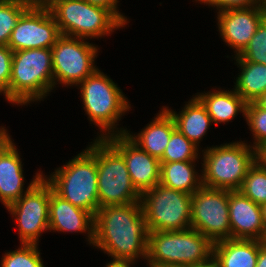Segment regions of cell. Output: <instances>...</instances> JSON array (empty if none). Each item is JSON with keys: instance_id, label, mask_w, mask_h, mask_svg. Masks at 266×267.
Listing matches in <instances>:
<instances>
[{"instance_id": "cell-1", "label": "cell", "mask_w": 266, "mask_h": 267, "mask_svg": "<svg viewBox=\"0 0 266 267\" xmlns=\"http://www.w3.org/2000/svg\"><path fill=\"white\" fill-rule=\"evenodd\" d=\"M148 234L140 202L105 206L94 216L93 246L111 258L146 260Z\"/></svg>"}, {"instance_id": "cell-2", "label": "cell", "mask_w": 266, "mask_h": 267, "mask_svg": "<svg viewBox=\"0 0 266 267\" xmlns=\"http://www.w3.org/2000/svg\"><path fill=\"white\" fill-rule=\"evenodd\" d=\"M213 243L196 229L149 231L147 265L204 267L212 263Z\"/></svg>"}, {"instance_id": "cell-3", "label": "cell", "mask_w": 266, "mask_h": 267, "mask_svg": "<svg viewBox=\"0 0 266 267\" xmlns=\"http://www.w3.org/2000/svg\"><path fill=\"white\" fill-rule=\"evenodd\" d=\"M53 90L52 51L47 48L13 52L8 101L27 105Z\"/></svg>"}, {"instance_id": "cell-4", "label": "cell", "mask_w": 266, "mask_h": 267, "mask_svg": "<svg viewBox=\"0 0 266 267\" xmlns=\"http://www.w3.org/2000/svg\"><path fill=\"white\" fill-rule=\"evenodd\" d=\"M78 86L83 109L90 122L102 132L97 138L105 139L111 135L125 134L127 129L120 128L119 131L116 123L129 111L131 104L120 87L99 69Z\"/></svg>"}, {"instance_id": "cell-5", "label": "cell", "mask_w": 266, "mask_h": 267, "mask_svg": "<svg viewBox=\"0 0 266 267\" xmlns=\"http://www.w3.org/2000/svg\"><path fill=\"white\" fill-rule=\"evenodd\" d=\"M43 177L57 195L95 216L99 209L97 165L96 156L88 148Z\"/></svg>"}, {"instance_id": "cell-6", "label": "cell", "mask_w": 266, "mask_h": 267, "mask_svg": "<svg viewBox=\"0 0 266 267\" xmlns=\"http://www.w3.org/2000/svg\"><path fill=\"white\" fill-rule=\"evenodd\" d=\"M202 153V186L230 191L240 189L257 160V151L244 141L207 147Z\"/></svg>"}, {"instance_id": "cell-7", "label": "cell", "mask_w": 266, "mask_h": 267, "mask_svg": "<svg viewBox=\"0 0 266 267\" xmlns=\"http://www.w3.org/2000/svg\"><path fill=\"white\" fill-rule=\"evenodd\" d=\"M93 141L87 148L96 156L99 208L140 202L123 156L106 139Z\"/></svg>"}, {"instance_id": "cell-8", "label": "cell", "mask_w": 266, "mask_h": 267, "mask_svg": "<svg viewBox=\"0 0 266 267\" xmlns=\"http://www.w3.org/2000/svg\"><path fill=\"white\" fill-rule=\"evenodd\" d=\"M49 10L61 35L98 39L125 27L109 9L85 0H60Z\"/></svg>"}, {"instance_id": "cell-9", "label": "cell", "mask_w": 266, "mask_h": 267, "mask_svg": "<svg viewBox=\"0 0 266 267\" xmlns=\"http://www.w3.org/2000/svg\"><path fill=\"white\" fill-rule=\"evenodd\" d=\"M140 203L148 231H180L191 228V194L159 183L141 193Z\"/></svg>"}, {"instance_id": "cell-10", "label": "cell", "mask_w": 266, "mask_h": 267, "mask_svg": "<svg viewBox=\"0 0 266 267\" xmlns=\"http://www.w3.org/2000/svg\"><path fill=\"white\" fill-rule=\"evenodd\" d=\"M86 39L61 35L51 48L53 61V88L78 86L98 68L94 65L98 46Z\"/></svg>"}, {"instance_id": "cell-11", "label": "cell", "mask_w": 266, "mask_h": 267, "mask_svg": "<svg viewBox=\"0 0 266 267\" xmlns=\"http://www.w3.org/2000/svg\"><path fill=\"white\" fill-rule=\"evenodd\" d=\"M229 190L201 186L192 194L191 228L213 244L231 238Z\"/></svg>"}, {"instance_id": "cell-12", "label": "cell", "mask_w": 266, "mask_h": 267, "mask_svg": "<svg viewBox=\"0 0 266 267\" xmlns=\"http://www.w3.org/2000/svg\"><path fill=\"white\" fill-rule=\"evenodd\" d=\"M50 184L42 177L20 199L6 209L16 219L21 244H37L49 230Z\"/></svg>"}, {"instance_id": "cell-13", "label": "cell", "mask_w": 266, "mask_h": 267, "mask_svg": "<svg viewBox=\"0 0 266 267\" xmlns=\"http://www.w3.org/2000/svg\"><path fill=\"white\" fill-rule=\"evenodd\" d=\"M61 36L49 9L28 8L14 27L8 47L13 51L51 49Z\"/></svg>"}, {"instance_id": "cell-14", "label": "cell", "mask_w": 266, "mask_h": 267, "mask_svg": "<svg viewBox=\"0 0 266 267\" xmlns=\"http://www.w3.org/2000/svg\"><path fill=\"white\" fill-rule=\"evenodd\" d=\"M218 30L226 45L238 56L248 45L260 23L266 18V6L227 9L217 12Z\"/></svg>"}, {"instance_id": "cell-15", "label": "cell", "mask_w": 266, "mask_h": 267, "mask_svg": "<svg viewBox=\"0 0 266 267\" xmlns=\"http://www.w3.org/2000/svg\"><path fill=\"white\" fill-rule=\"evenodd\" d=\"M105 139L123 156L131 181L140 193L159 184L160 160L140 149L126 134L111 135Z\"/></svg>"}, {"instance_id": "cell-16", "label": "cell", "mask_w": 266, "mask_h": 267, "mask_svg": "<svg viewBox=\"0 0 266 267\" xmlns=\"http://www.w3.org/2000/svg\"><path fill=\"white\" fill-rule=\"evenodd\" d=\"M10 137L9 135L0 141V201L5 208L20 199L43 177L41 171L35 173L29 186L26 190L23 189V164L16 144Z\"/></svg>"}, {"instance_id": "cell-17", "label": "cell", "mask_w": 266, "mask_h": 267, "mask_svg": "<svg viewBox=\"0 0 266 267\" xmlns=\"http://www.w3.org/2000/svg\"><path fill=\"white\" fill-rule=\"evenodd\" d=\"M228 207L231 238L265 240L266 234L260 205L254 203L239 190H229Z\"/></svg>"}, {"instance_id": "cell-18", "label": "cell", "mask_w": 266, "mask_h": 267, "mask_svg": "<svg viewBox=\"0 0 266 267\" xmlns=\"http://www.w3.org/2000/svg\"><path fill=\"white\" fill-rule=\"evenodd\" d=\"M50 232H79L88 234V242H94V216L57 195L50 185L49 203Z\"/></svg>"}, {"instance_id": "cell-19", "label": "cell", "mask_w": 266, "mask_h": 267, "mask_svg": "<svg viewBox=\"0 0 266 267\" xmlns=\"http://www.w3.org/2000/svg\"><path fill=\"white\" fill-rule=\"evenodd\" d=\"M175 129L176 124L173 117L163 107L150 124H147L136 136L135 133L132 135L128 130L125 134L140 149L160 160Z\"/></svg>"}, {"instance_id": "cell-20", "label": "cell", "mask_w": 266, "mask_h": 267, "mask_svg": "<svg viewBox=\"0 0 266 267\" xmlns=\"http://www.w3.org/2000/svg\"><path fill=\"white\" fill-rule=\"evenodd\" d=\"M259 240L227 239L214 243L212 263L216 267H256Z\"/></svg>"}, {"instance_id": "cell-21", "label": "cell", "mask_w": 266, "mask_h": 267, "mask_svg": "<svg viewBox=\"0 0 266 267\" xmlns=\"http://www.w3.org/2000/svg\"><path fill=\"white\" fill-rule=\"evenodd\" d=\"M164 108L173 117L176 128L194 145L199 147L201 139L213 123L202 102L196 96L193 97L185 104L179 114L172 109L170 110L169 107L164 106Z\"/></svg>"}, {"instance_id": "cell-22", "label": "cell", "mask_w": 266, "mask_h": 267, "mask_svg": "<svg viewBox=\"0 0 266 267\" xmlns=\"http://www.w3.org/2000/svg\"><path fill=\"white\" fill-rule=\"evenodd\" d=\"M205 106L212 122L219 123L229 122L233 120L237 114L243 113L245 117L246 102L234 90H213L207 93H197L195 95Z\"/></svg>"}, {"instance_id": "cell-23", "label": "cell", "mask_w": 266, "mask_h": 267, "mask_svg": "<svg viewBox=\"0 0 266 267\" xmlns=\"http://www.w3.org/2000/svg\"><path fill=\"white\" fill-rule=\"evenodd\" d=\"M160 163L161 185L191 195L202 186V176L194 169L195 161Z\"/></svg>"}, {"instance_id": "cell-24", "label": "cell", "mask_w": 266, "mask_h": 267, "mask_svg": "<svg viewBox=\"0 0 266 267\" xmlns=\"http://www.w3.org/2000/svg\"><path fill=\"white\" fill-rule=\"evenodd\" d=\"M236 63L241 72L233 89L246 103L255 102L266 93V65L246 60H236Z\"/></svg>"}, {"instance_id": "cell-25", "label": "cell", "mask_w": 266, "mask_h": 267, "mask_svg": "<svg viewBox=\"0 0 266 267\" xmlns=\"http://www.w3.org/2000/svg\"><path fill=\"white\" fill-rule=\"evenodd\" d=\"M239 191L260 206L266 204V168L258 160L249 168Z\"/></svg>"}, {"instance_id": "cell-26", "label": "cell", "mask_w": 266, "mask_h": 267, "mask_svg": "<svg viewBox=\"0 0 266 267\" xmlns=\"http://www.w3.org/2000/svg\"><path fill=\"white\" fill-rule=\"evenodd\" d=\"M28 8L26 0L0 1V46H8L14 27Z\"/></svg>"}, {"instance_id": "cell-27", "label": "cell", "mask_w": 266, "mask_h": 267, "mask_svg": "<svg viewBox=\"0 0 266 267\" xmlns=\"http://www.w3.org/2000/svg\"><path fill=\"white\" fill-rule=\"evenodd\" d=\"M199 151V148L176 128L171 134L160 162L195 161L199 157Z\"/></svg>"}, {"instance_id": "cell-28", "label": "cell", "mask_w": 266, "mask_h": 267, "mask_svg": "<svg viewBox=\"0 0 266 267\" xmlns=\"http://www.w3.org/2000/svg\"><path fill=\"white\" fill-rule=\"evenodd\" d=\"M37 244H21L2 257L1 267H45Z\"/></svg>"}, {"instance_id": "cell-29", "label": "cell", "mask_w": 266, "mask_h": 267, "mask_svg": "<svg viewBox=\"0 0 266 267\" xmlns=\"http://www.w3.org/2000/svg\"><path fill=\"white\" fill-rule=\"evenodd\" d=\"M252 136H254L252 148L256 151L266 145V110L256 102L246 104L245 118Z\"/></svg>"}, {"instance_id": "cell-30", "label": "cell", "mask_w": 266, "mask_h": 267, "mask_svg": "<svg viewBox=\"0 0 266 267\" xmlns=\"http://www.w3.org/2000/svg\"><path fill=\"white\" fill-rule=\"evenodd\" d=\"M235 60L266 65V18L258 26L246 48L238 56H235Z\"/></svg>"}, {"instance_id": "cell-31", "label": "cell", "mask_w": 266, "mask_h": 267, "mask_svg": "<svg viewBox=\"0 0 266 267\" xmlns=\"http://www.w3.org/2000/svg\"><path fill=\"white\" fill-rule=\"evenodd\" d=\"M13 51L8 46H0V94L8 101V88L12 70Z\"/></svg>"}, {"instance_id": "cell-32", "label": "cell", "mask_w": 266, "mask_h": 267, "mask_svg": "<svg viewBox=\"0 0 266 267\" xmlns=\"http://www.w3.org/2000/svg\"><path fill=\"white\" fill-rule=\"evenodd\" d=\"M200 1L199 3L208 4L209 6H213L217 8L219 11L227 10V9H237V8H251L253 6H259L262 1L261 0H195Z\"/></svg>"}, {"instance_id": "cell-33", "label": "cell", "mask_w": 266, "mask_h": 267, "mask_svg": "<svg viewBox=\"0 0 266 267\" xmlns=\"http://www.w3.org/2000/svg\"><path fill=\"white\" fill-rule=\"evenodd\" d=\"M85 1L109 9L124 25L128 23L127 21L128 18L125 17L123 14H121L117 9L118 8L117 3H119L120 1L118 0H85Z\"/></svg>"}, {"instance_id": "cell-34", "label": "cell", "mask_w": 266, "mask_h": 267, "mask_svg": "<svg viewBox=\"0 0 266 267\" xmlns=\"http://www.w3.org/2000/svg\"><path fill=\"white\" fill-rule=\"evenodd\" d=\"M60 0H26L30 8L50 9Z\"/></svg>"}, {"instance_id": "cell-35", "label": "cell", "mask_w": 266, "mask_h": 267, "mask_svg": "<svg viewBox=\"0 0 266 267\" xmlns=\"http://www.w3.org/2000/svg\"><path fill=\"white\" fill-rule=\"evenodd\" d=\"M256 267H266V243L260 240Z\"/></svg>"}, {"instance_id": "cell-36", "label": "cell", "mask_w": 266, "mask_h": 267, "mask_svg": "<svg viewBox=\"0 0 266 267\" xmlns=\"http://www.w3.org/2000/svg\"><path fill=\"white\" fill-rule=\"evenodd\" d=\"M107 263L106 267H131L132 264L136 263L133 260H126V259H114Z\"/></svg>"}, {"instance_id": "cell-37", "label": "cell", "mask_w": 266, "mask_h": 267, "mask_svg": "<svg viewBox=\"0 0 266 267\" xmlns=\"http://www.w3.org/2000/svg\"><path fill=\"white\" fill-rule=\"evenodd\" d=\"M257 160L266 168V145L257 150Z\"/></svg>"}, {"instance_id": "cell-38", "label": "cell", "mask_w": 266, "mask_h": 267, "mask_svg": "<svg viewBox=\"0 0 266 267\" xmlns=\"http://www.w3.org/2000/svg\"><path fill=\"white\" fill-rule=\"evenodd\" d=\"M261 108L266 110V93L255 101Z\"/></svg>"}, {"instance_id": "cell-39", "label": "cell", "mask_w": 266, "mask_h": 267, "mask_svg": "<svg viewBox=\"0 0 266 267\" xmlns=\"http://www.w3.org/2000/svg\"><path fill=\"white\" fill-rule=\"evenodd\" d=\"M261 211H262V221H263L265 234H266V204L261 205Z\"/></svg>"}, {"instance_id": "cell-40", "label": "cell", "mask_w": 266, "mask_h": 267, "mask_svg": "<svg viewBox=\"0 0 266 267\" xmlns=\"http://www.w3.org/2000/svg\"><path fill=\"white\" fill-rule=\"evenodd\" d=\"M7 136H9V134L7 133V129L1 126L0 127V141H3Z\"/></svg>"}, {"instance_id": "cell-41", "label": "cell", "mask_w": 266, "mask_h": 267, "mask_svg": "<svg viewBox=\"0 0 266 267\" xmlns=\"http://www.w3.org/2000/svg\"><path fill=\"white\" fill-rule=\"evenodd\" d=\"M149 267H187V266H177V265H148Z\"/></svg>"}, {"instance_id": "cell-42", "label": "cell", "mask_w": 266, "mask_h": 267, "mask_svg": "<svg viewBox=\"0 0 266 267\" xmlns=\"http://www.w3.org/2000/svg\"><path fill=\"white\" fill-rule=\"evenodd\" d=\"M204 267H216L213 263L207 265V266H204Z\"/></svg>"}, {"instance_id": "cell-43", "label": "cell", "mask_w": 266, "mask_h": 267, "mask_svg": "<svg viewBox=\"0 0 266 267\" xmlns=\"http://www.w3.org/2000/svg\"><path fill=\"white\" fill-rule=\"evenodd\" d=\"M261 1L266 6V0H261Z\"/></svg>"}]
</instances>
